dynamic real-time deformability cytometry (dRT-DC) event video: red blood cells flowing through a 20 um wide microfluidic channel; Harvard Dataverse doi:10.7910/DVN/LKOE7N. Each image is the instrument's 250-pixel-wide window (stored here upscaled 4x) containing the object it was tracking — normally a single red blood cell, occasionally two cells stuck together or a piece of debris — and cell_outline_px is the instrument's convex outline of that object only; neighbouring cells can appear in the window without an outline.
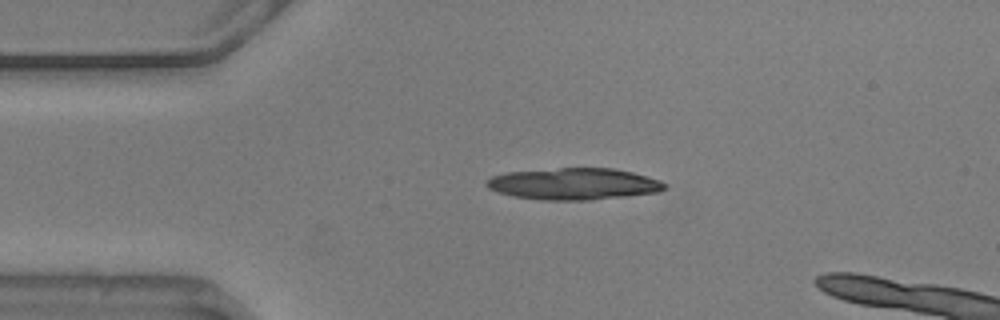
{"species": "common noctule bat (a hibernating species)", "species_latin": "Nyctalus noctula", "temperature_condition": "warm", "stored_images_in_passage": 5, "camera_frame_rate_fps": 3000, "um_per_image_px": 0.085, "animal": {"sex": "male", "body_mass_g": 20.5, "forearm_length_mm": 52.5}, "frame": {"image": 1, "passage_image": 1, "time_ms": 0.0, "image_size_px": [1000, 320], "cell_outline_px": [[668, 184], [660, 192], [592, 200], [540, 200], [516, 196], [500, 192], [488, 188], [484, 184], [492, 176], [504, 172], [560, 168], [616, 168], [632, 172], [660, 180]], "centroid_in_image_um": [48.8, 15.63], "position_along_channel_um": 36.2, "area_um2": 32.89}}